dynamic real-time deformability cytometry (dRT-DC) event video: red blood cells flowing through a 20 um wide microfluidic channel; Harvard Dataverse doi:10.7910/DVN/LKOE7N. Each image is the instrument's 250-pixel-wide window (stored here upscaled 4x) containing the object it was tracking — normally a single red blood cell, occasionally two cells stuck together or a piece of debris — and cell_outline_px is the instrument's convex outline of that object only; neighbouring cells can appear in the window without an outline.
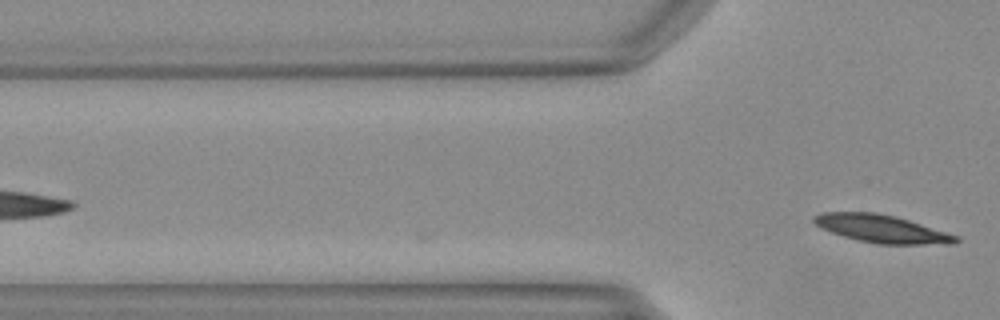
{"species": "Egyptian fruit bat (a non-hibernating species)", "species_latin": "Rousettus aegyptiacus", "temperature_condition": "warm", "stored_images_in_passage": 9, "camera_frame_rate_fps": 3000, "um_per_image_px": 0.085, "animal": {"sex": "female"}, "frame": {"image": 1, "passage_image": 9, "time_ms": 2.667, "image_size_px": [1000, 320], "cell_outline_px": [[960, 240], [956, 244], [880, 244], [860, 240], [844, 236], [832, 232], [816, 224], [812, 220], [812, 216], [824, 212], [876, 212], [908, 220], [956, 236]], "centroid_in_image_um": [74.93, 19.44], "position_along_channel_um": 50.9, "area_um2": 22.43}}